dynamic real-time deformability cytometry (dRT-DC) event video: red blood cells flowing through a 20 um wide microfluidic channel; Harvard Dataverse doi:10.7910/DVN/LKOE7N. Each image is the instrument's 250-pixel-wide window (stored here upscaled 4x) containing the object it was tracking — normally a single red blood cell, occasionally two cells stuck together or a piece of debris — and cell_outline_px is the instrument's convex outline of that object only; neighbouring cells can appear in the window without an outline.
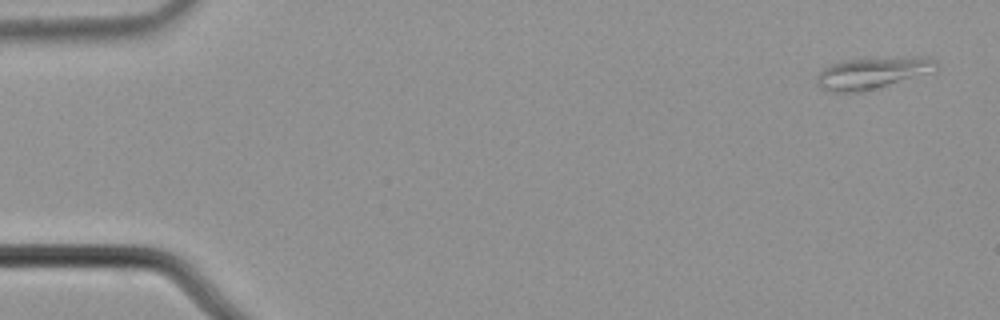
{"species": "common noctule bat (a hibernating species)", "species_latin": "Nyctalus noctula", "temperature_condition": "cold", "stored_images_in_passage": 5, "camera_frame_rate_fps": 3000, "um_per_image_px": 0.085, "animal": {"sex": "male", "body_mass_g": 21.5, "forearm_length_mm": 52.0}, "frame": {"image": 1, "passage_image": 1, "time_ms": 0.0, "image_size_px": [1000, 320], "cell_outline_px": [[940, 68], [936, 72], [864, 92], [832, 92], [820, 88], [816, 84], [816, 76], [828, 64], [844, 60], [916, 56], [932, 56], [940, 64]], "centroid_in_image_um": [74.26, 6.2], "position_along_channel_um": 10.7, "area_um2": 22.89}}